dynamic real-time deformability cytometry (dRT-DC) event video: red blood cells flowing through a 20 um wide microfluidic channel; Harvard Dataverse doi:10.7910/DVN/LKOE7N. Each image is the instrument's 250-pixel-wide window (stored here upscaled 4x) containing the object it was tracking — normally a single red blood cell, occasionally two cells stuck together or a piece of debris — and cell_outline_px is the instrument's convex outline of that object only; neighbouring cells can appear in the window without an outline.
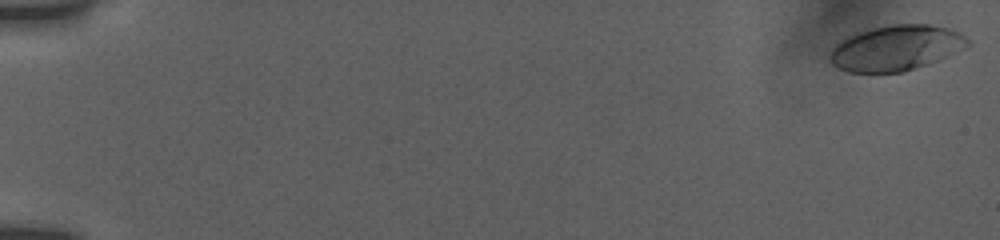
{"species": "human", "species_latin": "Homo sapiens", "temperature_condition": "room temperature", "stored_images_in_passage": 55, "camera_frame_rate_fps": 3000, "um_per_image_px": 0.085, "donor": {"sex": "female"}, "frame": {"image": 1, "passage_image": 1, "time_ms": 0.0, "image_size_px": [1000, 240], "cell_outline_px": [[972, 44], [928, 64], [900, 72], [848, 72], [836, 68], [828, 60], [828, 56], [832, 48], [840, 40], [848, 36], [872, 28], [892, 24], [928, 24], [948, 28], [960, 32]], "centroid_in_image_um": [76.12, 4.08], "position_along_channel_um": 8.9, "area_um2": 36.3}}
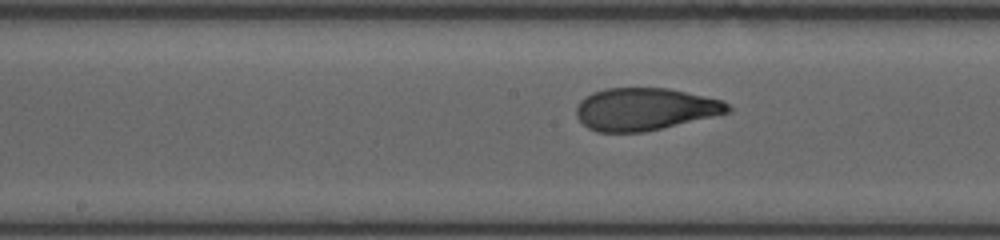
{"frame": {"image": 2, "passage_image": 30, "time_ms": 9.667, "image_size_px": [1000, 240], "cell_outline_px": [[732, 112], [644, 132], [596, 132], [588, 128], [576, 116], [576, 108], [580, 100], [592, 92], [604, 88], [668, 88], [724, 100], [732, 108]], "centroid_in_image_um": [54.82, 9.27], "position_along_channel_um": 193.4, "area_um2": 37.57}}
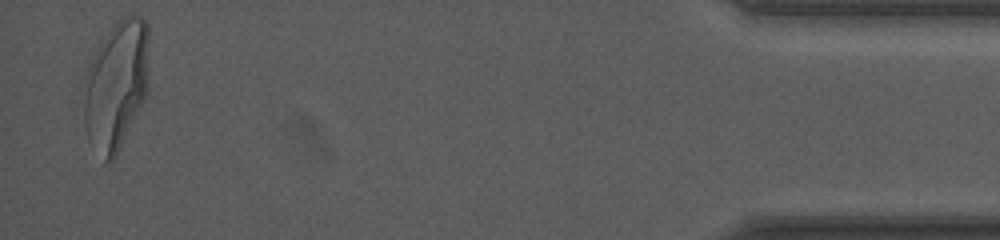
{"frame": {"image": 3, "passage_image": 54, "time_ms": 17.667, "image_size_px": [1000, 240], "cell_outline_px": [[148, 88], [116, 156], [112, 160], [104, 160], [88, 140], [84, 124], [84, 104], [88, 64], [100, 40], [116, 20], [132, 16], [140, 16], [148, 24]], "centroid_in_image_um": [9.87, 7.18], "position_along_channel_um": 425.3, "area_um2": 48.61}, "authors_computed_cell_mechanics": {"area_um2": 37.9168, "velocity_mm_per_s": 3.8168, "shape_relaxation_time_tau1_ms": 7.055, "shape_relaxation_time_tau2_ms": null, "deformation_change_tau1": 0.2452, "deformation_change_tau2": null}}